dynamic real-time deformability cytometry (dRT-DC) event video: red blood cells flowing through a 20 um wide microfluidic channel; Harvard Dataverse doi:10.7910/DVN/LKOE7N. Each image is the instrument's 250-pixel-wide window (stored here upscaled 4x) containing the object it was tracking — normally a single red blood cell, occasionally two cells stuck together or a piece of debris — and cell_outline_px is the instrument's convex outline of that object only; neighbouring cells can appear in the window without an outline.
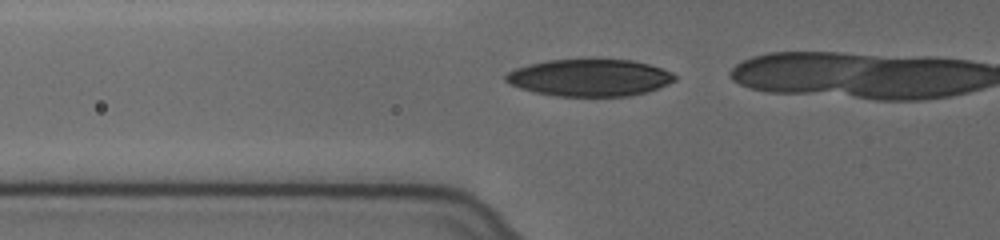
{"species": "human", "species_latin": "Homo sapiens", "temperature_condition": "cold", "stored_images_in_passage": 7, "camera_frame_rate_fps": 3000, "um_per_image_px": 0.085, "donor": {"sex": "female"}, "frame": {"image": 1, "passage_image": 2, "time_ms": 0.333, "image_size_px": [1000, 240], "cell_outline_px": [[676, 80], [660, 88], [648, 92], [628, 96], [556, 96], [536, 92], [520, 88], [504, 80], [504, 76], [508, 72], [516, 68], [528, 64], [548, 60], [588, 56], [596, 56], [632, 60], [648, 64], [672, 72], [676, 76]], "centroid_in_image_um": [50.14, 6.55], "position_along_channel_um": 75.7, "area_um2": 37.69}}
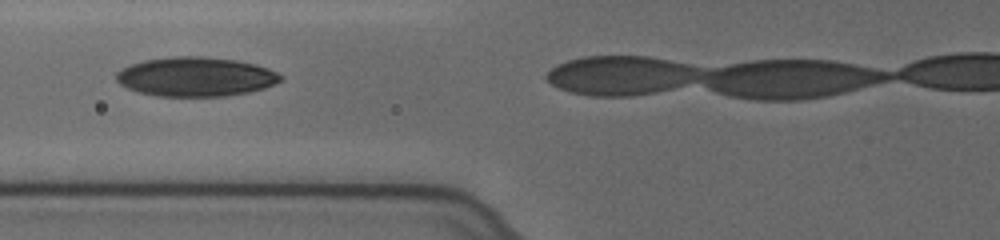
{"frame": {"image": 2, "passage_image": 5, "time_ms": 1.333, "image_size_px": [1000, 240], "cell_outline_px": [[284, 80], [264, 88], [248, 92], [224, 96], [156, 96], [140, 92], [128, 88], [120, 84], [116, 80], [116, 72], [120, 68], [128, 64], [144, 60], [168, 56], [204, 56], [236, 60], [256, 64], [268, 68], [284, 76]], "centroid_in_image_um": [16.62, 6.51], "position_along_channel_um": 109.2, "area_um2": 37.97}}